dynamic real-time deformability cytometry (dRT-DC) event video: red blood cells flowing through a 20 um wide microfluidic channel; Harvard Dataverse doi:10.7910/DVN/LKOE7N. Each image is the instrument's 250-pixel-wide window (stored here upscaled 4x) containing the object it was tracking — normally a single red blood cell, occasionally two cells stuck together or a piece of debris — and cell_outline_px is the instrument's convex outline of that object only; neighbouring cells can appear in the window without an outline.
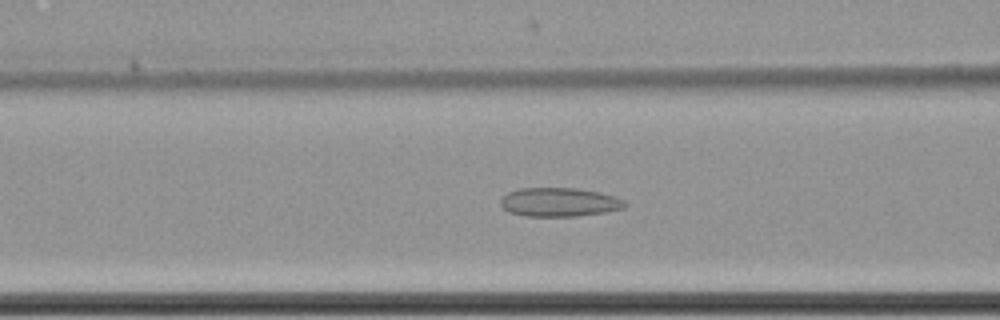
{"species": "common noctule bat (a hibernating species)", "species_latin": "Nyctalus noctula", "temperature_condition": "cold", "stored_images_in_passage": 63, "camera_frame_rate_fps": 3000, "um_per_image_px": 0.085, "animal": {"sex": "female", "body_mass_g": 22.7, "forearm_length_mm": 54.2}, "frame": {"image": 1, "passage_image": 28, "time_ms": 9.0, "image_size_px": [1000, 320], "cell_outline_px": [[628, 204], [624, 208], [608, 212], [576, 216], [524, 216], [508, 212], [500, 204], [500, 200], [508, 192], [520, 188], [576, 188], [600, 192], [624, 200]], "centroid_in_image_um": [47.55, 17.19], "position_along_channel_um": 119.1, "area_um2": 20.98}}
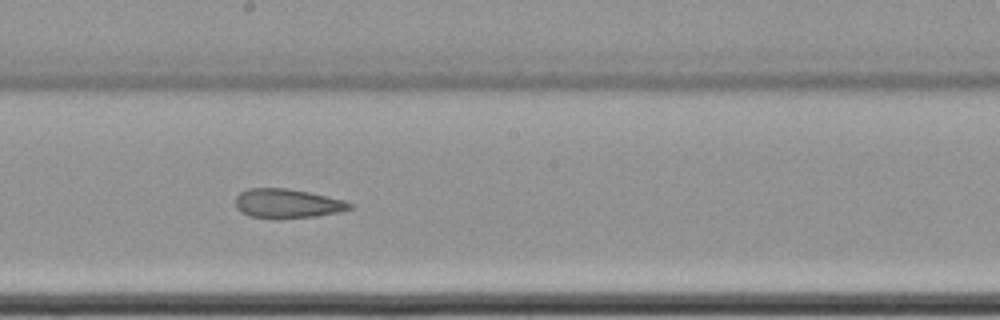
{"frame": {"image": 2, "passage_image": 37, "time_ms": 12.0, "image_size_px": [1000, 320], "cell_outline_px": [[352, 208], [340, 212], [316, 216], [252, 216], [240, 212], [236, 208], [236, 196], [240, 192], [248, 188], [288, 188], [308, 192], [344, 200], [352, 204]], "centroid_in_image_um": [24.42, 17.25], "position_along_channel_um": 223.8, "area_um2": 18.79}}
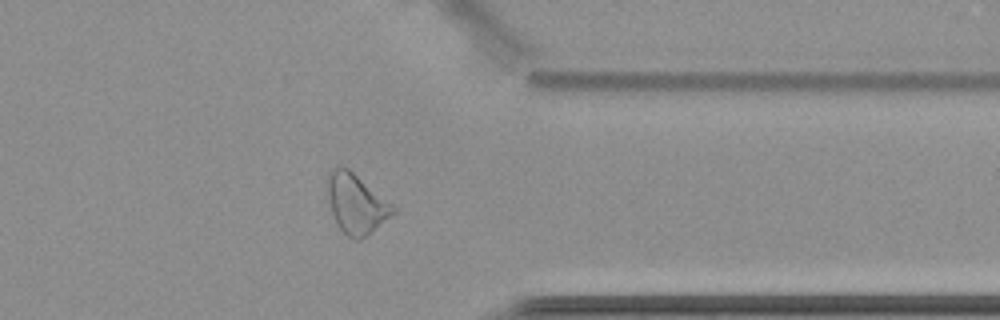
{"frame": {"image": 3, "passage_image": 51, "time_ms": 16.667, "image_size_px": [1000, 320], "cell_outline_px": [[396, 212], [360, 240], [352, 240], [336, 224], [332, 212], [328, 196], [328, 172], [332, 168], [348, 168], [392, 204], [396, 208]], "centroid_in_image_um": [30.27, 17.33], "position_along_channel_um": 381.1, "area_um2": 22.25}, "authors_computed_cell_mechanics": {"area_um2": 24.6806, "velocity_mm_per_s": 3.4923, "shape_relaxation_time_tau1_ms": null, "shape_relaxation_time_tau2_ms": 3.6172, "deformation_change_tau1": null, "deformation_change_tau2": 0.1039}}